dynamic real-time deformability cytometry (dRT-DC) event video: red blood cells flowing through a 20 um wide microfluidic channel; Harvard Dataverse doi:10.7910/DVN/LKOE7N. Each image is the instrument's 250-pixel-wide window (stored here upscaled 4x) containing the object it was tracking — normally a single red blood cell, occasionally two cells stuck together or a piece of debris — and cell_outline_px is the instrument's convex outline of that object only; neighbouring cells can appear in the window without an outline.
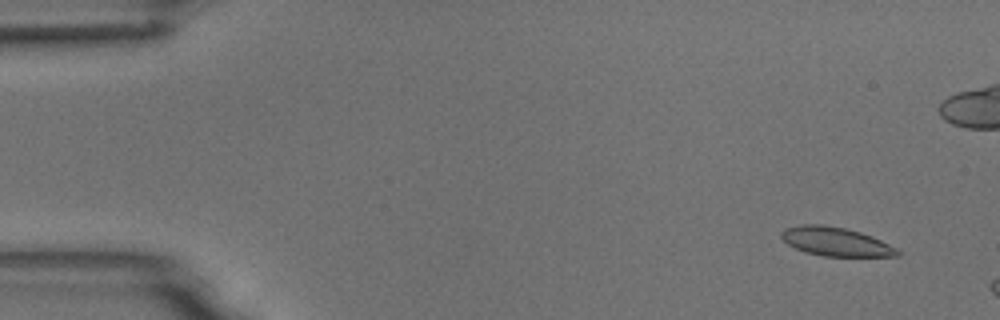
{"species": "common noctule bat (a hibernating species)", "species_latin": "Nyctalus noctula", "temperature_condition": "room temperature", "stored_images_in_passage": 3, "camera_frame_rate_fps": 3000, "um_per_image_px": 0.085, "animal": {"sex": "male", "body_mass_g": 18.8}, "frame": {"image": 1, "passage_image": 1, "time_ms": 0.0, "image_size_px": [1000, 320], "cell_outline_px": [[900, 256], [824, 256], [804, 252], [788, 244], [780, 236], [780, 232], [784, 228], [800, 224], [824, 224], [844, 228], [860, 232], [872, 236], [896, 248], [900, 252]], "centroid_in_image_um": [71.0, 20.53], "position_along_channel_um": 14.0, "area_um2": 19.48}}